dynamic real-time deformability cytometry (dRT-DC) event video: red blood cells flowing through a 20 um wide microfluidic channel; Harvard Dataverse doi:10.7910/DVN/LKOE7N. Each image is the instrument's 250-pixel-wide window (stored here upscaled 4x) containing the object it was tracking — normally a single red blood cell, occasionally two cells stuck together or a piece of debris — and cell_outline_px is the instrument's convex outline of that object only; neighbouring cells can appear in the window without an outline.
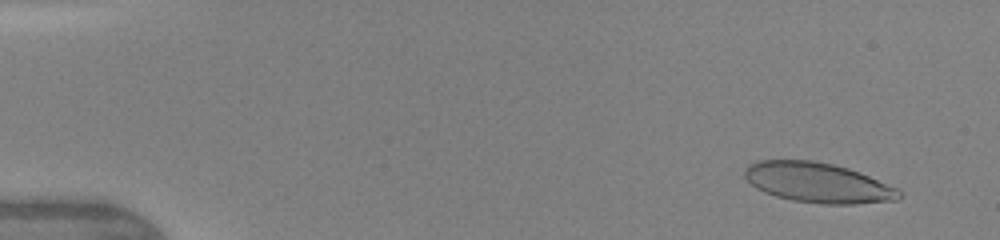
{"species": "human", "species_latin": "Homo sapiens", "temperature_condition": "warm", "stored_images_in_passage": 5, "camera_frame_rate_fps": 3000, "um_per_image_px": 0.085, "donor": {"sex": "female"}, "frame": {"image": 1, "passage_image": 2, "time_ms": 0.667, "image_size_px": [1000, 240], "cell_outline_px": [[900, 200], [856, 204], [820, 204], [792, 200], [776, 196], [764, 192], [756, 188], [744, 176], [744, 172], [748, 164], [760, 160], [812, 160], [832, 164], [848, 168], [860, 172], [900, 188]], "centroid_in_image_um": [69.56, 15.53], "position_along_channel_um": 15.4, "area_um2": 36.24}}
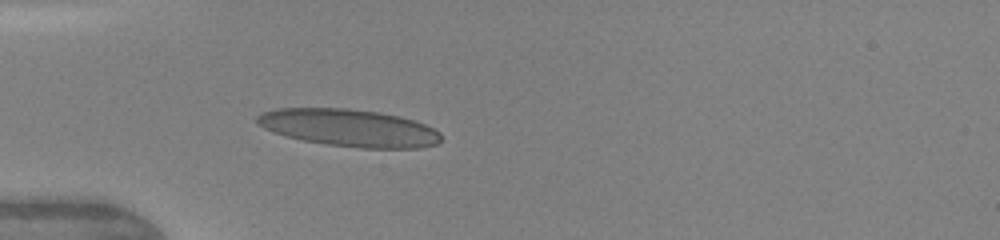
{"frame": {"image": 2, "passage_image": 5, "time_ms": 4.333, "image_size_px": [1000, 240], "cell_outline_px": [[440, 140], [436, 144], [420, 148], [360, 148], [328, 144], [304, 140], [288, 136], [264, 128], [256, 124], [256, 116], [260, 112], [276, 108], [348, 108], [380, 112], [400, 116], [416, 120], [440, 132]], "centroid_in_image_um": [29.67, 10.85], "position_along_channel_um": 55.3, "area_um2": 40.06}}